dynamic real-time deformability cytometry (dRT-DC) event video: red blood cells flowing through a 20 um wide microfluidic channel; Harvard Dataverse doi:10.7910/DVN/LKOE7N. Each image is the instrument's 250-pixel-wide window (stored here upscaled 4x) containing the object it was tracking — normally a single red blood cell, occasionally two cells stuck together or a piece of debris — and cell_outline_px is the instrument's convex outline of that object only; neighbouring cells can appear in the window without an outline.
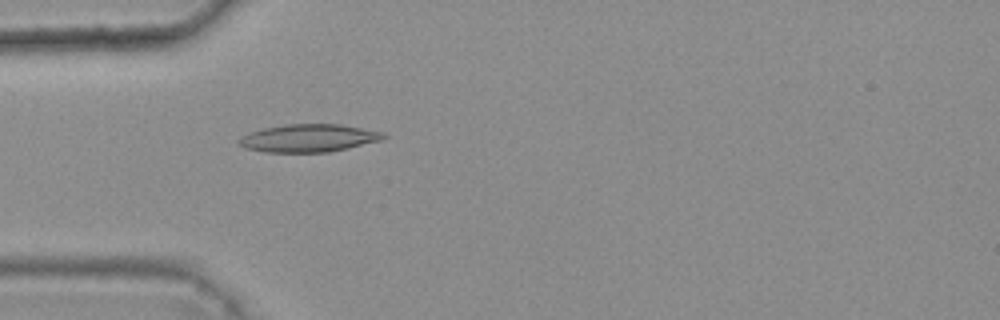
{"species": "common noctule bat (a hibernating species)", "species_latin": "Nyctalus noctula", "temperature_condition": "warm", "stored_images_in_passage": 5, "camera_frame_rate_fps": 3000, "um_per_image_px": 0.085, "animal": {"sex": "female", "body_mass_g": 25.1}, "frame": {"image": 1, "passage_image": 5, "time_ms": 1.333, "image_size_px": [1000, 320], "cell_outline_px": [[388, 136], [380, 140], [348, 148], [328, 152], [264, 152], [244, 148], [236, 144], [236, 140], [240, 136], [264, 128], [284, 124], [340, 124], [384, 132]], "centroid_in_image_um": [26.19, 11.74], "position_along_channel_um": 58.8, "area_um2": 23.52}}